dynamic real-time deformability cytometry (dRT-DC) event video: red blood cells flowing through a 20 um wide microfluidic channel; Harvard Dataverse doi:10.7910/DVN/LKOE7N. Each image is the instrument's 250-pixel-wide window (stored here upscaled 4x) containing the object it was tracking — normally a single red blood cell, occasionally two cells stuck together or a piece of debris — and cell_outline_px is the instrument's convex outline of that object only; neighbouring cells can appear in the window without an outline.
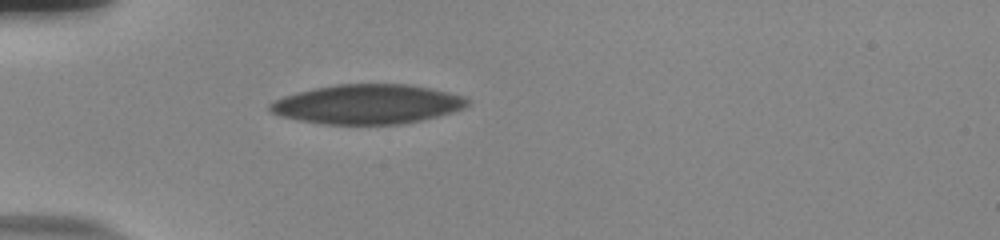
{"species": "human", "species_latin": "Homo sapiens", "temperature_condition": "room temperature", "stored_images_in_passage": 40, "camera_frame_rate_fps": 3000, "um_per_image_px": 0.085, "donor": {"sex": "male"}, "frame": {"image": 1, "passage_image": 1, "time_ms": 0.0, "image_size_px": [1000, 240], "cell_outline_px": [[468, 104], [464, 108], [452, 112], [420, 120], [400, 124], [324, 124], [300, 120], [280, 116], [272, 112], [268, 108], [268, 104], [284, 96], [316, 88], [336, 84], [404, 84], [428, 88], [460, 96], [468, 100]], "centroid_in_image_um": [31.19, 8.86], "position_along_channel_um": 53.8, "area_um2": 44.74}}
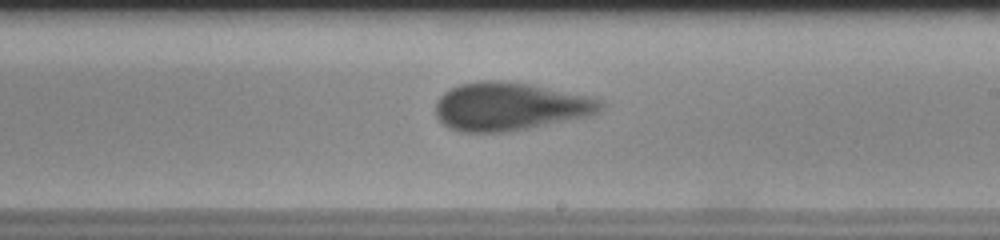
{"frame": {"image": 2, "passage_image": 18, "time_ms": 5.667, "image_size_px": [1000, 240], "cell_outline_px": [[604, 108], [600, 112], [588, 116], [508, 132], [460, 132], [448, 128], [436, 116], [436, 100], [444, 92], [460, 84], [532, 84], [592, 96], [600, 100], [604, 104]], "centroid_in_image_um": [43.39, 9.1], "position_along_channel_um": 245.6, "area_um2": 45.32}}
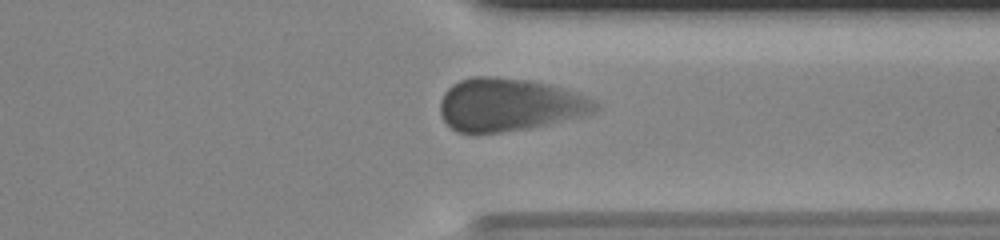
{"frame": {"image": 3, "passage_image": 28, "time_ms": 9.0, "image_size_px": [1000, 240], "cell_outline_px": [[600, 108], [596, 112], [580, 116], [528, 128], [476, 136], [456, 132], [444, 120], [440, 112], [440, 100], [444, 92], [452, 84], [460, 80], [472, 76], [488, 76], [528, 80], [548, 84], [576, 92], [596, 100], [600, 104]], "centroid_in_image_um": [43.26, 8.92], "position_along_channel_um": 368.1, "area_um2": 48.26}, "authors_computed_cell_mechanics": {"area_um2": 46.4134, "velocity_mm_per_s": 3.6658, "shape_relaxation_time_tau1_ms": 5.6606, "shape_relaxation_time_tau2_ms": 1.0938, "deformation_change_tau1": 0.1444, "deformation_change_tau2": 0.0828}}